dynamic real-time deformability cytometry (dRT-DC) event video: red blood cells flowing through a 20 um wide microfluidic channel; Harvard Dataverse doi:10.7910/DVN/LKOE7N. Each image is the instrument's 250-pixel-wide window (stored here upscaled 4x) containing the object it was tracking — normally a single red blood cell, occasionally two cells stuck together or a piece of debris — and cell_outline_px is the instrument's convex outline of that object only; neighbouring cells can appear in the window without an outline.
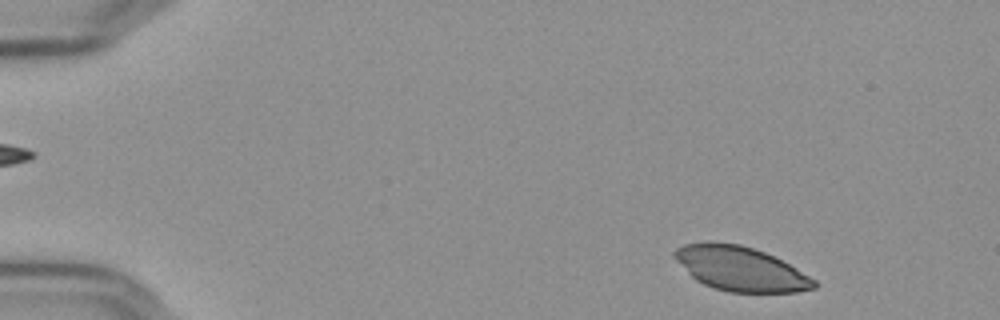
{"species": "Egyptian fruit bat (a non-hibernating species)", "species_latin": "Rousettus aegyptiacus", "temperature_condition": "cold", "stored_images_in_passage": 51, "camera_frame_rate_fps": 3000, "um_per_image_px": 0.085, "frame": {"image": 1, "passage_image": 2, "time_ms": 0.333, "image_size_px": [1000, 320], "cell_outline_px": [[816, 288], [796, 292], [728, 292], [712, 288], [696, 280], [672, 256], [672, 252], [676, 248], [684, 244], [704, 240], [712, 240], [740, 244], [764, 252], [796, 268], [816, 280]], "centroid_in_image_um": [62.89, 22.82], "position_along_channel_um": 22.1, "area_um2": 36.24}}